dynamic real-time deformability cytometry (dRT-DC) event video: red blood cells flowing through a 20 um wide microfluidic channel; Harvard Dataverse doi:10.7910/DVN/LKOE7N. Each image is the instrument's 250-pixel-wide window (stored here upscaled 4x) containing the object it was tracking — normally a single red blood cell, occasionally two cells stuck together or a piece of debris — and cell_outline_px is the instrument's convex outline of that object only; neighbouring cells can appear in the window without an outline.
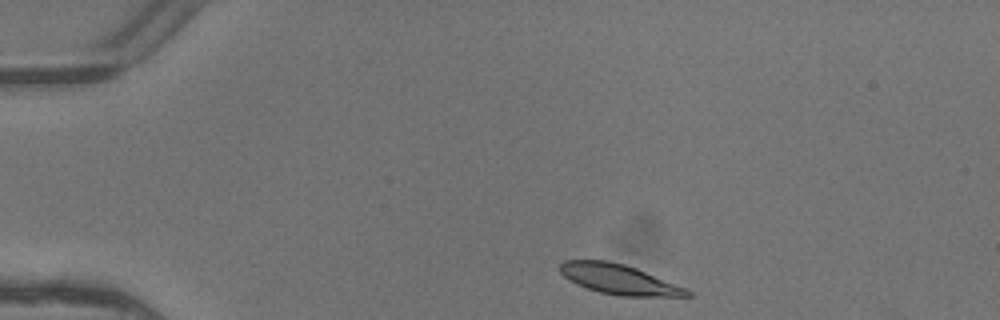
{"species": "common noctule bat (a hibernating species)", "species_latin": "Nyctalus noctula", "temperature_condition": "warm", "stored_images_in_passage": 5, "camera_frame_rate_fps": 3000, "um_per_image_px": 0.085, "animal": {"sex": "female"}, "frame": {"image": 1, "passage_image": 1, "time_ms": 0.0, "image_size_px": [1000, 320], "cell_outline_px": [[692, 296], [620, 296], [600, 292], [576, 284], [568, 280], [560, 272], [560, 264], [564, 260], [608, 260], [624, 264], [636, 268], [684, 288], [692, 292]], "centroid_in_image_um": [52.56, 23.73], "position_along_channel_um": 32.4, "area_um2": 21.91}}
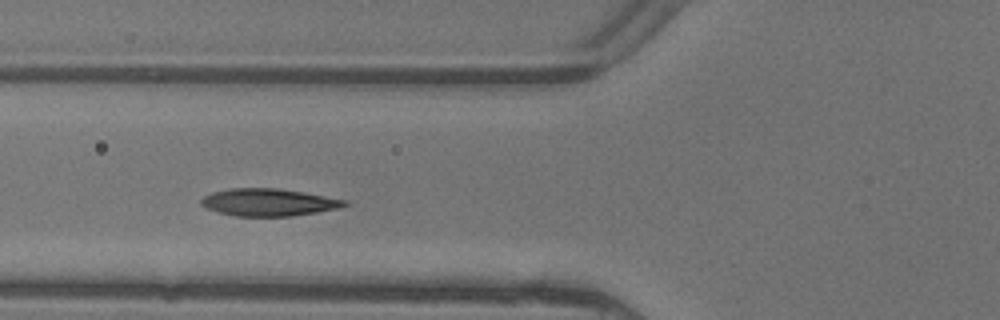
{"frame": {"image": 2, "passage_image": 4, "time_ms": 1.0, "image_size_px": [1000, 320], "cell_outline_px": [[348, 204], [340, 208], [292, 216], [236, 216], [204, 208], [200, 204], [200, 200], [204, 196], [212, 192], [232, 188], [276, 188], [348, 200]], "centroid_in_image_um": [22.8, 17.2], "position_along_channel_um": 103.0, "area_um2": 22.72}}
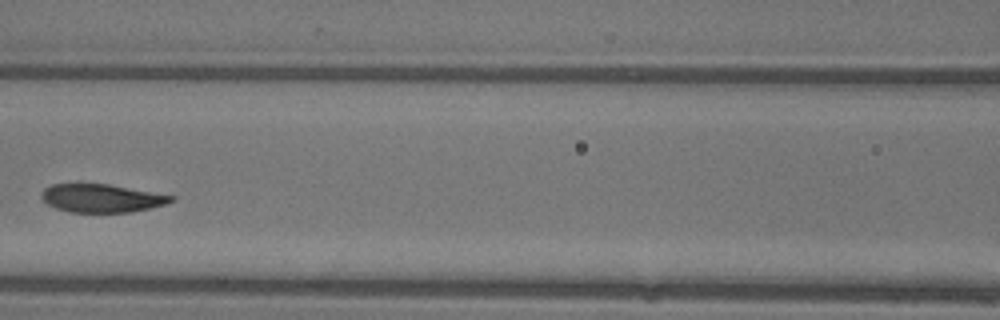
{"frame": {"image": 3, "passage_image": 5, "time_ms": 1.333, "image_size_px": [1000, 320], "cell_outline_px": [[176, 200], [164, 204], [148, 208], [128, 212], [68, 212], [56, 208], [48, 204], [40, 196], [44, 188], [52, 184], [108, 184], [176, 196]], "centroid_in_image_um": [8.63, 16.84], "position_along_channel_um": 158.0, "area_um2": 21.15}}